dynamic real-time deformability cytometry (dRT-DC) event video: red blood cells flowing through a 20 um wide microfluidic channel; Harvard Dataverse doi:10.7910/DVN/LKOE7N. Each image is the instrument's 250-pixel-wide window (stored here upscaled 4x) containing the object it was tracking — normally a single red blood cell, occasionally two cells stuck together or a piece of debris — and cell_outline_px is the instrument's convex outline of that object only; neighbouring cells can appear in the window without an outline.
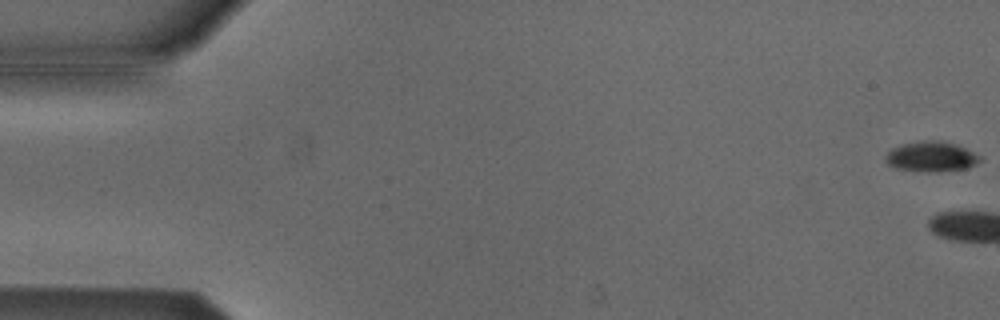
{"species": "Egyptian fruit bat (a non-hibernating species)", "species_latin": "Rousettus aegyptiacus", "temperature_condition": "cold", "stored_images_in_passage": 4, "camera_frame_rate_fps": 3000, "um_per_image_px": 0.085, "animal": {"sex": "male"}, "frame": {"image": 1, "passage_image": 1, "time_ms": 0.0, "image_size_px": [1000, 320], "cell_outline_px": [[980, 160], [976, 164], [964, 168], [936, 172], [928, 172], [896, 168], [888, 164], [884, 160], [884, 156], [892, 148], [900, 144], [924, 140], [940, 140], [964, 148], [980, 156]], "centroid_in_image_um": [79.09, 13.31], "position_along_channel_um": 5.9, "area_um2": 16.42}}